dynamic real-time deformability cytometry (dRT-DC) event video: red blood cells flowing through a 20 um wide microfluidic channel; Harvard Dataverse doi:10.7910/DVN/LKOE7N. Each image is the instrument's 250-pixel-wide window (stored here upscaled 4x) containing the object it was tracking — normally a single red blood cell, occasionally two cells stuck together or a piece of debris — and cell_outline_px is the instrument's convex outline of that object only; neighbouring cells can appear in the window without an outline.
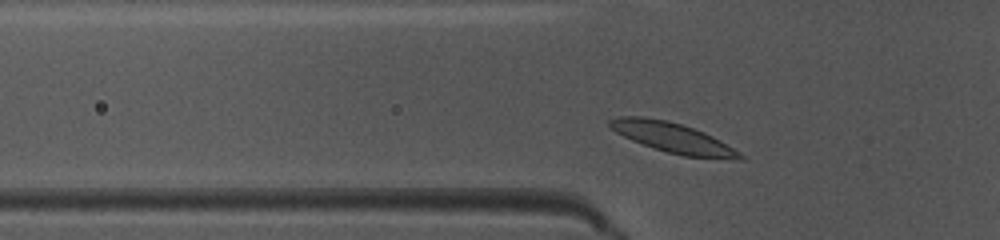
{"species": "common noctule bat (a hibernating species)", "species_latin": "Nyctalus noctula", "temperature_condition": "warm", "stored_images_in_passage": 38, "camera_frame_rate_fps": 3000, "um_per_image_px": 0.085, "animal": {"sex": "female", "body_mass_g": 10.0, "forearm_length_mm": 53.1}, "frame": {"image": 1, "passage_image": 4, "time_ms": 1.0, "image_size_px": [1000, 240], "cell_outline_px": [[744, 160], [740, 160], [684, 156], [668, 152], [632, 140], [616, 132], [608, 124], [608, 120], [620, 116], [644, 116], [668, 120], [704, 132], [720, 140], [740, 152], [744, 156]], "centroid_in_image_um": [57.21, 11.7], "position_along_channel_um": 68.6, "area_um2": 22.6}}
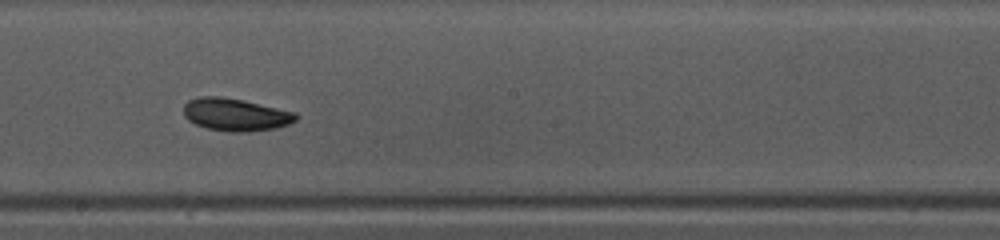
{"frame": {"image": 2, "passage_image": 16, "time_ms": 5.0, "image_size_px": [1000, 240], "cell_outline_px": [[300, 116], [296, 120], [288, 124], [276, 128], [248, 132], [228, 132], [208, 128], [196, 124], [188, 120], [184, 116], [184, 104], [188, 100], [200, 96], [220, 96], [244, 100], [296, 112]], "centroid_in_image_um": [20.03, 9.74], "position_along_channel_um": 228.2, "area_um2": 21.5}}
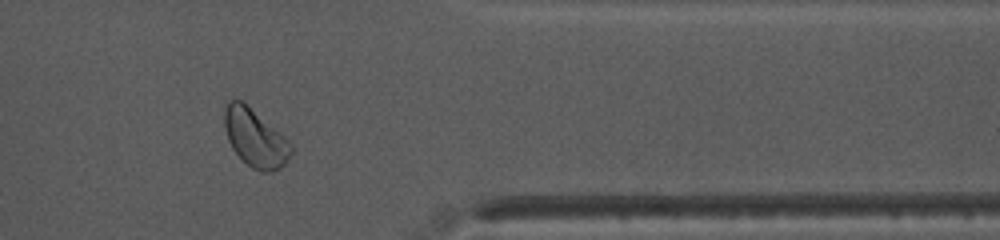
{"frame": {"image": 3, "passage_image": 29, "time_ms": 9.333, "image_size_px": [1000, 240], "cell_outline_px": [[292, 152], [288, 160], [280, 168], [272, 172], [260, 172], [252, 168], [232, 148], [228, 140], [224, 124], [224, 104], [228, 100], [240, 100], [280, 132], [292, 144]], "centroid_in_image_um": [21.69, 11.74], "position_along_channel_um": 389.7, "area_um2": 22.25}, "authors_computed_cell_mechanics": {"area_um2": 20.8369, "velocity_mm_per_s": 3.9978, "shape_relaxation_time_tau1_ms": 2.6023, "shape_relaxation_time_tau2_ms": 5.0311, "deformation_change_tau1": 0.1187, "deformation_change_tau2": 0.0721}}